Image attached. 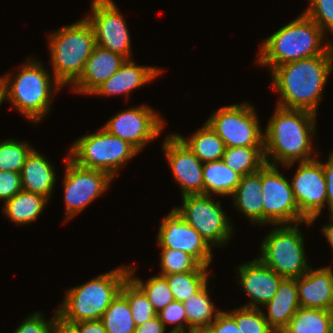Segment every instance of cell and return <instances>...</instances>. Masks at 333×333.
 I'll return each mask as SVG.
<instances>
[{"label":"cell","mask_w":333,"mask_h":333,"mask_svg":"<svg viewBox=\"0 0 333 333\" xmlns=\"http://www.w3.org/2000/svg\"><path fill=\"white\" fill-rule=\"evenodd\" d=\"M53 316L51 333H78L77 328L72 323L66 322L58 316L57 310Z\"/></svg>","instance_id":"obj_46"},{"label":"cell","mask_w":333,"mask_h":333,"mask_svg":"<svg viewBox=\"0 0 333 333\" xmlns=\"http://www.w3.org/2000/svg\"><path fill=\"white\" fill-rule=\"evenodd\" d=\"M237 271L240 277L239 283L251 299L244 307L260 308L259 305L264 306L273 298L279 284L284 279L259 258L241 264Z\"/></svg>","instance_id":"obj_18"},{"label":"cell","mask_w":333,"mask_h":333,"mask_svg":"<svg viewBox=\"0 0 333 333\" xmlns=\"http://www.w3.org/2000/svg\"><path fill=\"white\" fill-rule=\"evenodd\" d=\"M163 70L153 66H138L131 59H126L121 67L106 81L100 84L91 94L112 96L125 94L144 86L158 76Z\"/></svg>","instance_id":"obj_21"},{"label":"cell","mask_w":333,"mask_h":333,"mask_svg":"<svg viewBox=\"0 0 333 333\" xmlns=\"http://www.w3.org/2000/svg\"><path fill=\"white\" fill-rule=\"evenodd\" d=\"M129 267V277L143 290L148 300L151 302L156 314L162 311L168 304L174 302L173 294L170 290L166 278L156 275L144 282L141 278L132 277L136 267Z\"/></svg>","instance_id":"obj_34"},{"label":"cell","mask_w":333,"mask_h":333,"mask_svg":"<svg viewBox=\"0 0 333 333\" xmlns=\"http://www.w3.org/2000/svg\"><path fill=\"white\" fill-rule=\"evenodd\" d=\"M324 31L304 12L264 40L257 61L272 71L282 64L333 53V43L321 45ZM326 46V47H325Z\"/></svg>","instance_id":"obj_3"},{"label":"cell","mask_w":333,"mask_h":333,"mask_svg":"<svg viewBox=\"0 0 333 333\" xmlns=\"http://www.w3.org/2000/svg\"><path fill=\"white\" fill-rule=\"evenodd\" d=\"M164 141L163 150L182 196L204 194L203 163L176 134Z\"/></svg>","instance_id":"obj_17"},{"label":"cell","mask_w":333,"mask_h":333,"mask_svg":"<svg viewBox=\"0 0 333 333\" xmlns=\"http://www.w3.org/2000/svg\"><path fill=\"white\" fill-rule=\"evenodd\" d=\"M333 70V53L288 62L271 72L273 89L279 92L278 106L316 114L328 75Z\"/></svg>","instance_id":"obj_1"},{"label":"cell","mask_w":333,"mask_h":333,"mask_svg":"<svg viewBox=\"0 0 333 333\" xmlns=\"http://www.w3.org/2000/svg\"><path fill=\"white\" fill-rule=\"evenodd\" d=\"M323 166V172L326 180V191H327V201L329 206V211L333 210V155L330 154L328 161Z\"/></svg>","instance_id":"obj_43"},{"label":"cell","mask_w":333,"mask_h":333,"mask_svg":"<svg viewBox=\"0 0 333 333\" xmlns=\"http://www.w3.org/2000/svg\"><path fill=\"white\" fill-rule=\"evenodd\" d=\"M135 333H165V327L156 315L151 320H148L141 326L136 327Z\"/></svg>","instance_id":"obj_45"},{"label":"cell","mask_w":333,"mask_h":333,"mask_svg":"<svg viewBox=\"0 0 333 333\" xmlns=\"http://www.w3.org/2000/svg\"><path fill=\"white\" fill-rule=\"evenodd\" d=\"M211 195L196 194L182 196L183 205L174 207L210 245H225L233 233L229 218Z\"/></svg>","instance_id":"obj_10"},{"label":"cell","mask_w":333,"mask_h":333,"mask_svg":"<svg viewBox=\"0 0 333 333\" xmlns=\"http://www.w3.org/2000/svg\"><path fill=\"white\" fill-rule=\"evenodd\" d=\"M309 4L304 13L324 32L327 28L333 35V0H309Z\"/></svg>","instance_id":"obj_39"},{"label":"cell","mask_w":333,"mask_h":333,"mask_svg":"<svg viewBox=\"0 0 333 333\" xmlns=\"http://www.w3.org/2000/svg\"><path fill=\"white\" fill-rule=\"evenodd\" d=\"M53 318L46 321L42 313L35 312L26 318L13 333H51Z\"/></svg>","instance_id":"obj_41"},{"label":"cell","mask_w":333,"mask_h":333,"mask_svg":"<svg viewBox=\"0 0 333 333\" xmlns=\"http://www.w3.org/2000/svg\"><path fill=\"white\" fill-rule=\"evenodd\" d=\"M201 265L197 270L163 275L170 287L174 300L185 302L189 296L197 293L208 281L207 269Z\"/></svg>","instance_id":"obj_31"},{"label":"cell","mask_w":333,"mask_h":333,"mask_svg":"<svg viewBox=\"0 0 333 333\" xmlns=\"http://www.w3.org/2000/svg\"><path fill=\"white\" fill-rule=\"evenodd\" d=\"M86 17L93 28L96 45L131 58V41L126 22L112 0H92Z\"/></svg>","instance_id":"obj_13"},{"label":"cell","mask_w":333,"mask_h":333,"mask_svg":"<svg viewBox=\"0 0 333 333\" xmlns=\"http://www.w3.org/2000/svg\"><path fill=\"white\" fill-rule=\"evenodd\" d=\"M222 161L243 177L258 172L266 164L264 147H226Z\"/></svg>","instance_id":"obj_30"},{"label":"cell","mask_w":333,"mask_h":333,"mask_svg":"<svg viewBox=\"0 0 333 333\" xmlns=\"http://www.w3.org/2000/svg\"><path fill=\"white\" fill-rule=\"evenodd\" d=\"M236 321L241 333H275L260 308L240 307L228 312Z\"/></svg>","instance_id":"obj_36"},{"label":"cell","mask_w":333,"mask_h":333,"mask_svg":"<svg viewBox=\"0 0 333 333\" xmlns=\"http://www.w3.org/2000/svg\"><path fill=\"white\" fill-rule=\"evenodd\" d=\"M101 321L107 333H135L136 330L128 300L121 292L105 310Z\"/></svg>","instance_id":"obj_32"},{"label":"cell","mask_w":333,"mask_h":333,"mask_svg":"<svg viewBox=\"0 0 333 333\" xmlns=\"http://www.w3.org/2000/svg\"><path fill=\"white\" fill-rule=\"evenodd\" d=\"M53 75L56 81L71 85L81 76L85 63L94 47V31L86 18L49 34Z\"/></svg>","instance_id":"obj_6"},{"label":"cell","mask_w":333,"mask_h":333,"mask_svg":"<svg viewBox=\"0 0 333 333\" xmlns=\"http://www.w3.org/2000/svg\"><path fill=\"white\" fill-rule=\"evenodd\" d=\"M262 196L263 224H312L299 212L291 183L279 173L277 165L266 163L262 167Z\"/></svg>","instance_id":"obj_11"},{"label":"cell","mask_w":333,"mask_h":333,"mask_svg":"<svg viewBox=\"0 0 333 333\" xmlns=\"http://www.w3.org/2000/svg\"><path fill=\"white\" fill-rule=\"evenodd\" d=\"M129 267L120 266L86 283L66 290L58 316L69 323L101 320L103 313L121 292Z\"/></svg>","instance_id":"obj_4"},{"label":"cell","mask_w":333,"mask_h":333,"mask_svg":"<svg viewBox=\"0 0 333 333\" xmlns=\"http://www.w3.org/2000/svg\"><path fill=\"white\" fill-rule=\"evenodd\" d=\"M206 122L226 147H264V133L248 103L221 107Z\"/></svg>","instance_id":"obj_9"},{"label":"cell","mask_w":333,"mask_h":333,"mask_svg":"<svg viewBox=\"0 0 333 333\" xmlns=\"http://www.w3.org/2000/svg\"><path fill=\"white\" fill-rule=\"evenodd\" d=\"M69 151V157L76 164L107 172L113 178L121 166L139 153L129 142L103 127L97 133L78 138Z\"/></svg>","instance_id":"obj_7"},{"label":"cell","mask_w":333,"mask_h":333,"mask_svg":"<svg viewBox=\"0 0 333 333\" xmlns=\"http://www.w3.org/2000/svg\"><path fill=\"white\" fill-rule=\"evenodd\" d=\"M240 179L241 176L230 169L222 159L203 163L204 195H232Z\"/></svg>","instance_id":"obj_26"},{"label":"cell","mask_w":333,"mask_h":333,"mask_svg":"<svg viewBox=\"0 0 333 333\" xmlns=\"http://www.w3.org/2000/svg\"><path fill=\"white\" fill-rule=\"evenodd\" d=\"M22 190L20 173L0 171V200L7 202Z\"/></svg>","instance_id":"obj_40"},{"label":"cell","mask_w":333,"mask_h":333,"mask_svg":"<svg viewBox=\"0 0 333 333\" xmlns=\"http://www.w3.org/2000/svg\"><path fill=\"white\" fill-rule=\"evenodd\" d=\"M65 172L64 202L67 220L103 194L113 179L107 172L76 164L69 156Z\"/></svg>","instance_id":"obj_12"},{"label":"cell","mask_w":333,"mask_h":333,"mask_svg":"<svg viewBox=\"0 0 333 333\" xmlns=\"http://www.w3.org/2000/svg\"><path fill=\"white\" fill-rule=\"evenodd\" d=\"M34 58L27 59L18 74L11 79V74L2 77L5 85V97L25 117L38 123L50 110L52 88L59 91L62 87L55 77L45 70ZM55 84H51L53 81Z\"/></svg>","instance_id":"obj_5"},{"label":"cell","mask_w":333,"mask_h":333,"mask_svg":"<svg viewBox=\"0 0 333 333\" xmlns=\"http://www.w3.org/2000/svg\"><path fill=\"white\" fill-rule=\"evenodd\" d=\"M290 183L299 212L311 223L315 222L327 201L322 162L315 158L299 162Z\"/></svg>","instance_id":"obj_15"},{"label":"cell","mask_w":333,"mask_h":333,"mask_svg":"<svg viewBox=\"0 0 333 333\" xmlns=\"http://www.w3.org/2000/svg\"><path fill=\"white\" fill-rule=\"evenodd\" d=\"M6 99L5 97V85L2 79V76L0 77V105L3 103V101Z\"/></svg>","instance_id":"obj_48"},{"label":"cell","mask_w":333,"mask_h":333,"mask_svg":"<svg viewBox=\"0 0 333 333\" xmlns=\"http://www.w3.org/2000/svg\"><path fill=\"white\" fill-rule=\"evenodd\" d=\"M161 274L184 273L197 270L201 264L190 254L181 250L161 248Z\"/></svg>","instance_id":"obj_37"},{"label":"cell","mask_w":333,"mask_h":333,"mask_svg":"<svg viewBox=\"0 0 333 333\" xmlns=\"http://www.w3.org/2000/svg\"><path fill=\"white\" fill-rule=\"evenodd\" d=\"M123 55L95 46L87 59L81 76L73 83V91L91 94L100 84L108 80L125 62Z\"/></svg>","instance_id":"obj_20"},{"label":"cell","mask_w":333,"mask_h":333,"mask_svg":"<svg viewBox=\"0 0 333 333\" xmlns=\"http://www.w3.org/2000/svg\"><path fill=\"white\" fill-rule=\"evenodd\" d=\"M159 320L166 325L174 324L170 333H195L187 324V315L182 302L174 301L157 313ZM184 322V323H183ZM188 328L185 330V326Z\"/></svg>","instance_id":"obj_38"},{"label":"cell","mask_w":333,"mask_h":333,"mask_svg":"<svg viewBox=\"0 0 333 333\" xmlns=\"http://www.w3.org/2000/svg\"><path fill=\"white\" fill-rule=\"evenodd\" d=\"M315 117L310 111L277 105L264 133L266 163L277 165L279 162L289 168L297 160L314 159L310 156L313 150L310 136H315Z\"/></svg>","instance_id":"obj_2"},{"label":"cell","mask_w":333,"mask_h":333,"mask_svg":"<svg viewBox=\"0 0 333 333\" xmlns=\"http://www.w3.org/2000/svg\"><path fill=\"white\" fill-rule=\"evenodd\" d=\"M161 116L149 106H137L116 114L103 126L110 134L129 142L139 152L164 127Z\"/></svg>","instance_id":"obj_14"},{"label":"cell","mask_w":333,"mask_h":333,"mask_svg":"<svg viewBox=\"0 0 333 333\" xmlns=\"http://www.w3.org/2000/svg\"><path fill=\"white\" fill-rule=\"evenodd\" d=\"M330 223L322 228V232L333 249V217H330Z\"/></svg>","instance_id":"obj_47"},{"label":"cell","mask_w":333,"mask_h":333,"mask_svg":"<svg viewBox=\"0 0 333 333\" xmlns=\"http://www.w3.org/2000/svg\"><path fill=\"white\" fill-rule=\"evenodd\" d=\"M78 333H107L101 320L79 321L72 323Z\"/></svg>","instance_id":"obj_44"},{"label":"cell","mask_w":333,"mask_h":333,"mask_svg":"<svg viewBox=\"0 0 333 333\" xmlns=\"http://www.w3.org/2000/svg\"><path fill=\"white\" fill-rule=\"evenodd\" d=\"M176 135L188 146L202 163L221 160L226 149L223 140L207 122L195 131L189 140H186L180 134Z\"/></svg>","instance_id":"obj_28"},{"label":"cell","mask_w":333,"mask_h":333,"mask_svg":"<svg viewBox=\"0 0 333 333\" xmlns=\"http://www.w3.org/2000/svg\"><path fill=\"white\" fill-rule=\"evenodd\" d=\"M300 307L333 311L332 267L308 271L296 278Z\"/></svg>","instance_id":"obj_19"},{"label":"cell","mask_w":333,"mask_h":333,"mask_svg":"<svg viewBox=\"0 0 333 333\" xmlns=\"http://www.w3.org/2000/svg\"><path fill=\"white\" fill-rule=\"evenodd\" d=\"M47 201L48 199L42 195L22 189L5 202L3 212L11 221L24 226L38 219Z\"/></svg>","instance_id":"obj_25"},{"label":"cell","mask_w":333,"mask_h":333,"mask_svg":"<svg viewBox=\"0 0 333 333\" xmlns=\"http://www.w3.org/2000/svg\"><path fill=\"white\" fill-rule=\"evenodd\" d=\"M205 333H241L236 321L228 313L220 311L217 318L204 330Z\"/></svg>","instance_id":"obj_42"},{"label":"cell","mask_w":333,"mask_h":333,"mask_svg":"<svg viewBox=\"0 0 333 333\" xmlns=\"http://www.w3.org/2000/svg\"><path fill=\"white\" fill-rule=\"evenodd\" d=\"M234 206L250 221L263 224L262 168L255 173L241 177L231 195Z\"/></svg>","instance_id":"obj_24"},{"label":"cell","mask_w":333,"mask_h":333,"mask_svg":"<svg viewBox=\"0 0 333 333\" xmlns=\"http://www.w3.org/2000/svg\"><path fill=\"white\" fill-rule=\"evenodd\" d=\"M33 149L26 142L6 140L0 142V171L20 173L27 156Z\"/></svg>","instance_id":"obj_35"},{"label":"cell","mask_w":333,"mask_h":333,"mask_svg":"<svg viewBox=\"0 0 333 333\" xmlns=\"http://www.w3.org/2000/svg\"><path fill=\"white\" fill-rule=\"evenodd\" d=\"M208 282L195 294L183 302L187 315L188 326L196 333L204 331L218 316L220 310L215 312L214 303L208 293Z\"/></svg>","instance_id":"obj_29"},{"label":"cell","mask_w":333,"mask_h":333,"mask_svg":"<svg viewBox=\"0 0 333 333\" xmlns=\"http://www.w3.org/2000/svg\"><path fill=\"white\" fill-rule=\"evenodd\" d=\"M157 239L160 248L186 252L205 267H209L212 261L210 245L175 208L163 219Z\"/></svg>","instance_id":"obj_16"},{"label":"cell","mask_w":333,"mask_h":333,"mask_svg":"<svg viewBox=\"0 0 333 333\" xmlns=\"http://www.w3.org/2000/svg\"><path fill=\"white\" fill-rule=\"evenodd\" d=\"M55 176L49 160L33 149L20 172L22 189L49 199L55 186Z\"/></svg>","instance_id":"obj_23"},{"label":"cell","mask_w":333,"mask_h":333,"mask_svg":"<svg viewBox=\"0 0 333 333\" xmlns=\"http://www.w3.org/2000/svg\"><path fill=\"white\" fill-rule=\"evenodd\" d=\"M121 293L128 300L136 327L157 315L146 294L130 277L122 285Z\"/></svg>","instance_id":"obj_33"},{"label":"cell","mask_w":333,"mask_h":333,"mask_svg":"<svg viewBox=\"0 0 333 333\" xmlns=\"http://www.w3.org/2000/svg\"><path fill=\"white\" fill-rule=\"evenodd\" d=\"M264 306L268 308L265 319L275 333H281L300 308L295 279L284 278L273 298Z\"/></svg>","instance_id":"obj_22"},{"label":"cell","mask_w":333,"mask_h":333,"mask_svg":"<svg viewBox=\"0 0 333 333\" xmlns=\"http://www.w3.org/2000/svg\"><path fill=\"white\" fill-rule=\"evenodd\" d=\"M281 333H333V311L300 307Z\"/></svg>","instance_id":"obj_27"},{"label":"cell","mask_w":333,"mask_h":333,"mask_svg":"<svg viewBox=\"0 0 333 333\" xmlns=\"http://www.w3.org/2000/svg\"><path fill=\"white\" fill-rule=\"evenodd\" d=\"M298 225H277L278 228L267 233L260 248L258 258L283 278H298L310 268L306 262L303 236Z\"/></svg>","instance_id":"obj_8"}]
</instances>
